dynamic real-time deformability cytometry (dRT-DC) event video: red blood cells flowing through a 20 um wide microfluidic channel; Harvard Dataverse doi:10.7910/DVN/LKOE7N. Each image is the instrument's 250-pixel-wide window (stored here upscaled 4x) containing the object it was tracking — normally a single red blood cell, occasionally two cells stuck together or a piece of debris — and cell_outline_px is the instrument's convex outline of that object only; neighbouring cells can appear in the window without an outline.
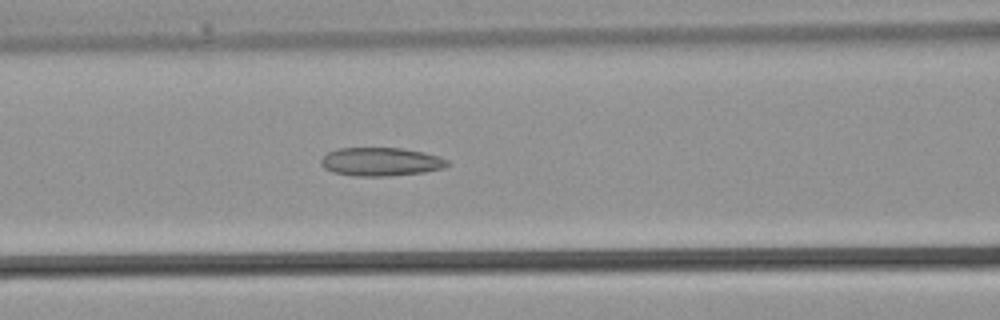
{"species": "common noctule bat (a hibernating species)", "species_latin": "Nyctalus noctula", "temperature_condition": "warm", "stored_images_in_passage": 29, "camera_frame_rate_fps": 3000, "um_per_image_px": 0.085, "animal": {"sex": "male", "body_mass_g": 21.5, "forearm_length_mm": 52.0}, "frame": {"image": 1, "passage_image": 14, "time_ms": 4.333, "image_size_px": [1000, 320], "cell_outline_px": [[448, 164], [444, 168], [424, 172], [388, 176], [356, 176], [332, 172], [324, 168], [320, 164], [320, 160], [328, 152], [336, 148], [400, 148], [424, 152], [440, 156], [448, 160]], "centroid_in_image_um": [32.36, 13.74], "position_along_channel_um": 134.2, "area_um2": 21.04}}
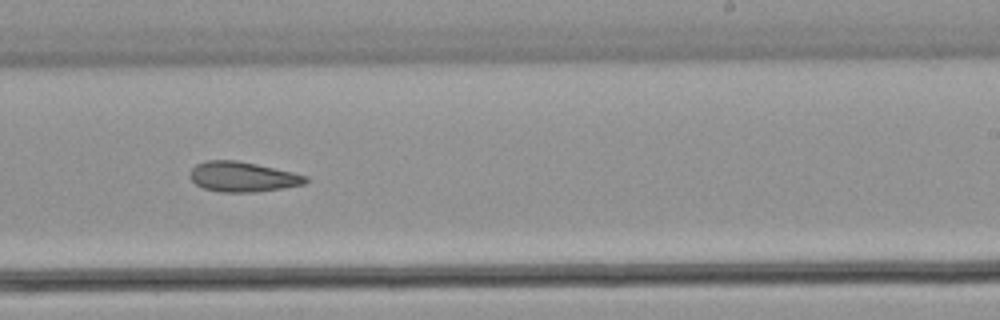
{"frame": {"image": 2, "passage_image": 21, "time_ms": 6.667, "image_size_px": [1000, 320], "cell_outline_px": [[308, 180], [304, 184], [256, 192], [220, 192], [204, 188], [196, 184], [188, 176], [192, 168], [196, 164], [204, 160], [236, 160], [256, 164], [292, 172], [308, 176]], "centroid_in_image_um": [20.58, 15.02], "position_along_channel_um": 268.4, "area_um2": 20.17}}
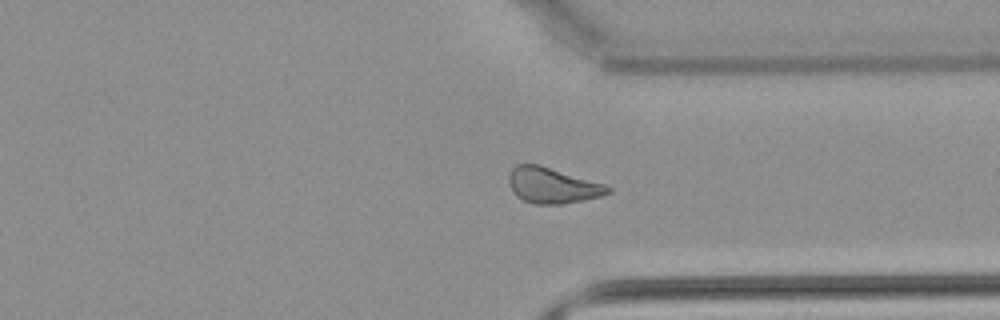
{"frame": {"image": 3, "passage_image": 26, "time_ms": 8.333, "image_size_px": [1000, 320], "cell_outline_px": [[612, 192], [600, 196], [584, 200], [560, 204], [532, 204], [516, 196], [512, 192], [508, 184], [508, 172], [516, 164], [540, 164], [604, 184], [612, 188]], "centroid_in_image_um": [46.91, 15.75], "position_along_channel_um": 364.5, "area_um2": 20.81}}